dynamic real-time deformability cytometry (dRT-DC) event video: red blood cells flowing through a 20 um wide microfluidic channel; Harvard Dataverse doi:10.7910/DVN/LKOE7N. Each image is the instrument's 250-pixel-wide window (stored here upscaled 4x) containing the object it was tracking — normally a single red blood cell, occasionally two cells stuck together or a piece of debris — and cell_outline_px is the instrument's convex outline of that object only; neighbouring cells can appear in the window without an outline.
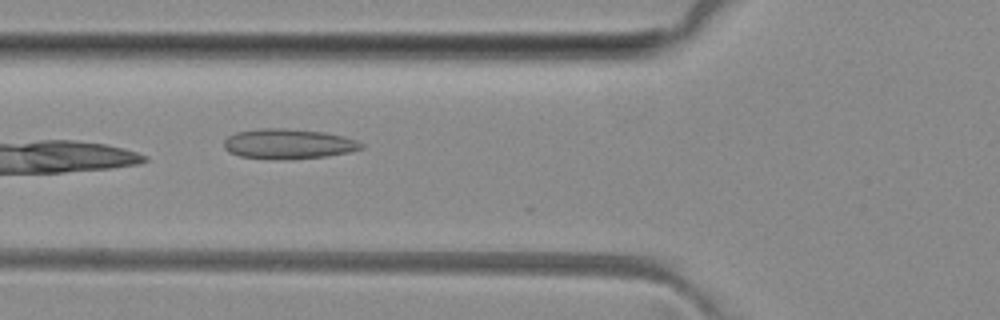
{"species": "common noctule bat (a hibernating species)", "species_latin": "Nyctalus noctula", "temperature_condition": "room temperature", "stored_images_in_passage": 8, "camera_frame_rate_fps": 3000, "um_per_image_px": 0.085, "animal": {"sex": "female", "body_mass_g": 29.2, "forearm_length_mm": 56.3}, "frame": {"image": 1, "passage_image": 6, "time_ms": 5.667, "image_size_px": [1000, 320], "cell_outline_px": [[364, 148], [348, 152], [324, 156], [292, 160], [240, 156], [228, 152], [224, 148], [224, 140], [228, 136], [236, 132], [260, 128], [284, 128], [324, 132], [344, 136], [356, 140], [364, 144]], "centroid_in_image_um": [24.51, 12.22], "position_along_channel_um": 101.3, "area_um2": 24.04}}
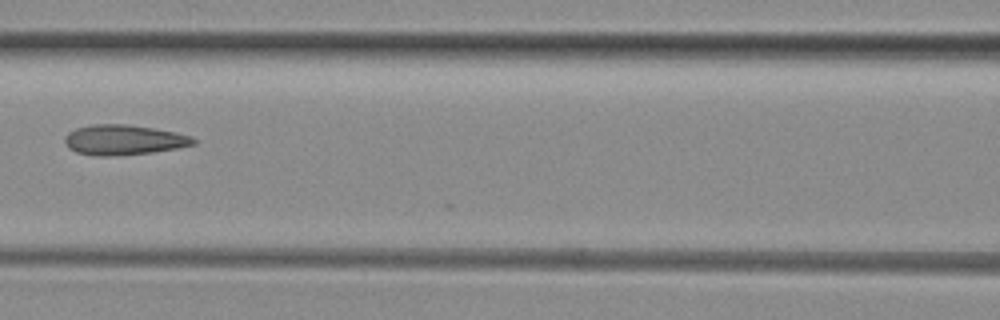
{"frame": {"image": 2, "passage_image": 7, "time_ms": 7.0, "image_size_px": [1000, 320], "cell_outline_px": [[196, 144], [176, 148], [152, 152], [108, 156], [96, 156], [76, 152], [68, 148], [64, 140], [64, 136], [68, 132], [76, 128], [92, 124], [124, 124], [152, 128], [176, 132], [192, 136], [196, 140]], "centroid_in_image_um": [10.49, 11.88], "position_along_channel_um": 156.1, "area_um2": 22.54}}
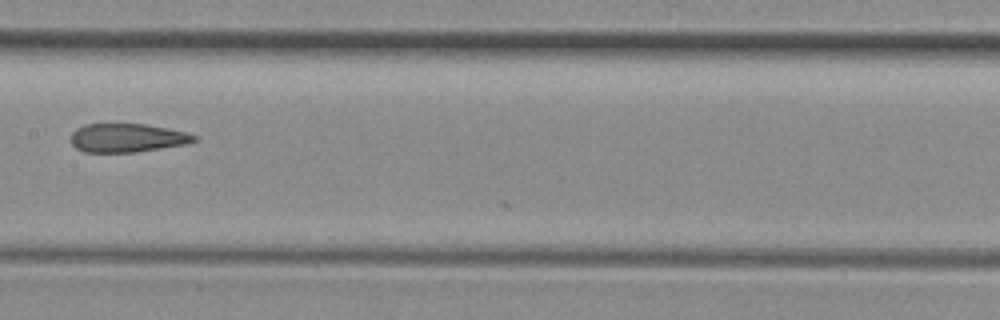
{"frame": {"image": 3, "passage_image": 8, "time_ms": 8.0, "image_size_px": [1000, 320], "cell_outline_px": [[196, 140], [188, 144], [136, 152], [84, 152], [76, 148], [72, 144], [72, 132], [76, 128], [84, 124], [144, 124], [168, 128], [188, 132], [196, 136]], "centroid_in_image_um": [10.83, 11.72], "position_along_channel_um": 196.6, "area_um2": 20.63}}